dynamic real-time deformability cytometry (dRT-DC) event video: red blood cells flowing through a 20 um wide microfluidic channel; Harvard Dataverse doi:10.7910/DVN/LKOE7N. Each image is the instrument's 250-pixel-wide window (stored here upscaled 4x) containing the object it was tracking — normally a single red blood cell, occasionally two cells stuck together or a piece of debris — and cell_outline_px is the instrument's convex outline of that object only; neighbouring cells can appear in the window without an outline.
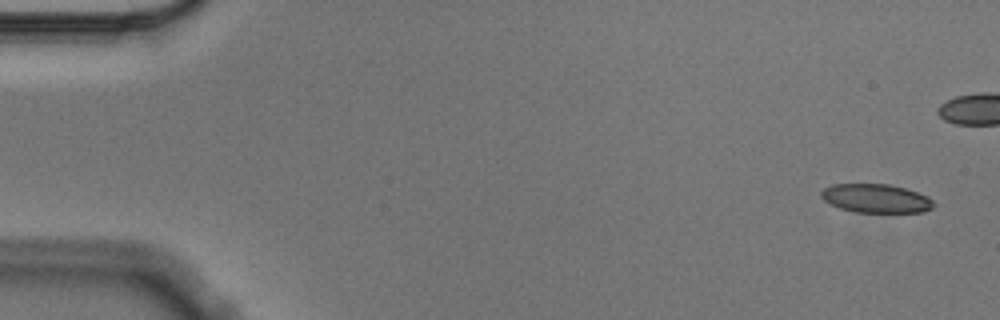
{"species": "Egyptian fruit bat (a non-hibernating species)", "species_latin": "Rousettus aegyptiacus", "temperature_condition": "cold", "stored_images_in_passage": 5, "camera_frame_rate_fps": 3000, "um_per_image_px": 0.085, "animal": {"sex": "male"}, "frame": {"image": 1, "passage_image": 1, "time_ms": 0.0, "image_size_px": [1000, 320], "cell_outline_px": [[936, 204], [932, 208], [924, 212], [856, 212], [840, 208], [824, 200], [820, 196], [820, 192], [824, 188], [832, 184], [888, 184], [904, 188], [928, 196]], "centroid_in_image_um": [74.46, 16.86], "position_along_channel_um": 10.5, "area_um2": 18.79}}
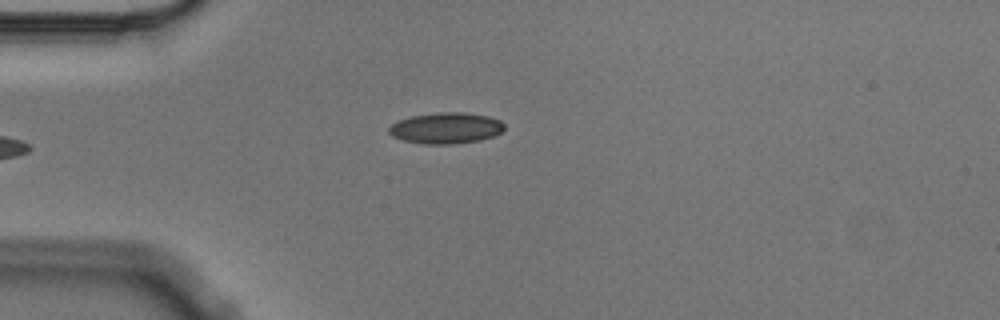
{"frame": {"image": 2, "passage_image": 5, "time_ms": 1.333, "image_size_px": [1000, 320], "cell_outline_px": [[504, 128], [500, 132], [492, 136], [480, 140], [452, 144], [424, 144], [404, 140], [392, 136], [388, 132], [388, 128], [392, 124], [400, 120], [412, 116], [440, 112], [464, 112], [488, 116], [500, 120], [504, 124]], "centroid_in_image_um": [37.9, 10.88], "position_along_channel_um": 47.1, "area_um2": 20.75}}